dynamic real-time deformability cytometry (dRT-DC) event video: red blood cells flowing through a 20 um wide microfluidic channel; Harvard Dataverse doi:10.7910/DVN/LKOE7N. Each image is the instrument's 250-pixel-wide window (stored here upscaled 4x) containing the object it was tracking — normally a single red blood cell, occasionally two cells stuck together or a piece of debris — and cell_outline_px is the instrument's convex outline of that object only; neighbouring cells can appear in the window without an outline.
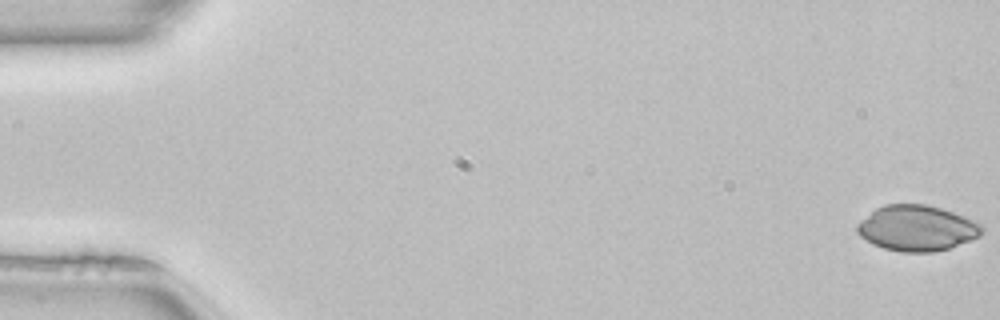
{"species": "common noctule bat (a hibernating species)", "species_latin": "Nyctalus noctula", "temperature_condition": "room temperature", "stored_images_in_passage": 51, "camera_frame_rate_fps": 3000, "um_per_image_px": 0.085, "animal": {"sex": "female", "body_mass_g": 22.7, "forearm_length_mm": 54.2}, "frame": {"image": 1, "passage_image": 1, "time_ms": 0.0, "image_size_px": [1000, 320], "cell_outline_px": [[984, 232], [980, 236], [948, 248], [932, 252], [900, 252], [884, 248], [872, 244], [860, 236], [856, 232], [856, 224], [860, 220], [876, 208], [884, 204], [928, 204], [964, 216], [980, 224], [984, 228]], "centroid_in_image_um": [77.9, 19.39], "position_along_channel_um": 7.1, "area_um2": 33.18}}